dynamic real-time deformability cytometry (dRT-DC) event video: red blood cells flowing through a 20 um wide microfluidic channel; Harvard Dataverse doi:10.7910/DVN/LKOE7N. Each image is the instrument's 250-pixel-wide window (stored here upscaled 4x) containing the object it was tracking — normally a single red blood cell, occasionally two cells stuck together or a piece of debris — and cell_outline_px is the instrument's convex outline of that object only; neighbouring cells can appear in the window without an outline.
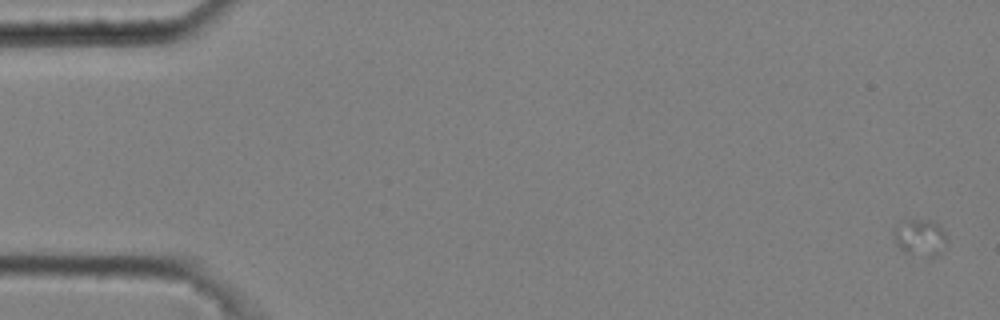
{"species": "common noctule bat (a hibernating species)", "species_latin": "Nyctalus noctula", "temperature_condition": "cold", "stored_images_in_passage": 9, "camera_frame_rate_fps": 3000, "um_per_image_px": 0.085, "animal": {"sex": "male", "body_mass_g": 20.4}, "frame": {"image": 1, "passage_image": 1, "time_ms": 0.0, "image_size_px": [1000, 320], "cell_outline_px": [[944, 244], [940, 252], [936, 256], [928, 256], [904, 252], [896, 244], [892, 232], [896, 228], [908, 220], [932, 220], [944, 232]], "centroid_in_image_um": [78.17, 20.2], "position_along_channel_um": 6.8, "area_um2": 10.75}}
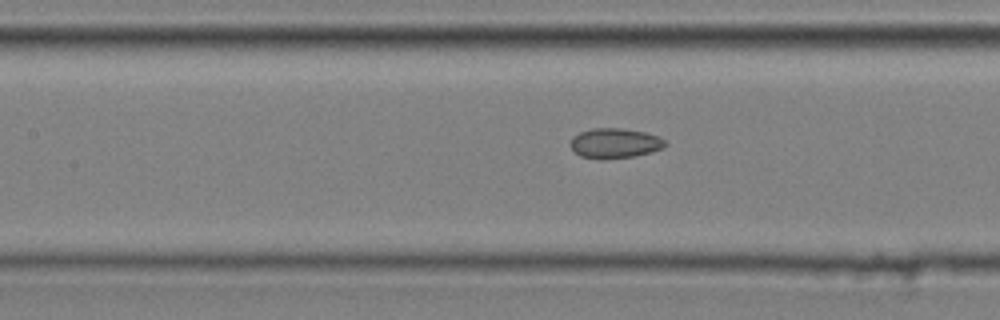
{"frame": {"image": 2, "passage_image": 9, "time_ms": 2.667, "image_size_px": [1000, 320], "cell_outline_px": [[668, 144], [664, 148], [652, 152], [632, 156], [600, 160], [580, 156], [568, 144], [572, 136], [580, 132], [592, 128], [620, 128], [644, 132], [660, 136]], "centroid_in_image_um": [52.25, 12.17], "position_along_channel_um": 155.1, "area_um2": 16.76}}